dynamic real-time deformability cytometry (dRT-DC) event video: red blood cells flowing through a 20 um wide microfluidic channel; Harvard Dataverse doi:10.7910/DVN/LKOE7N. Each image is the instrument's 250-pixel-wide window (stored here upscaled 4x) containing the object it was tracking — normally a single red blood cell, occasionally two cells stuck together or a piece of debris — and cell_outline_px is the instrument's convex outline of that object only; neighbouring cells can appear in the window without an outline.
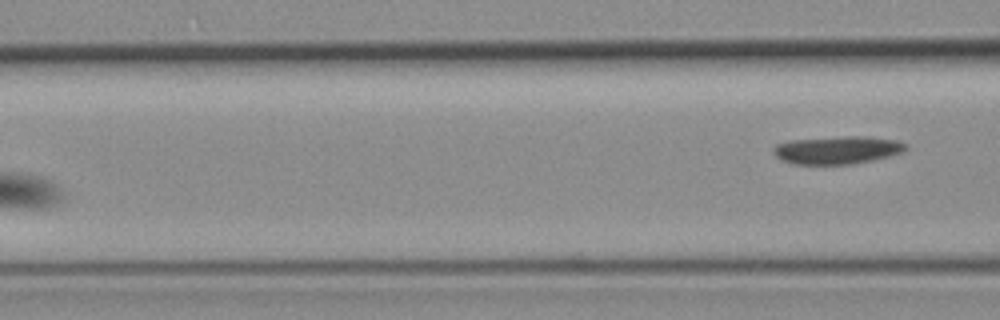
{"species": "common noctule bat (a hibernating species)", "species_latin": "Nyctalus noctula", "temperature_condition": "room temperature", "stored_images_in_passage": 6, "segment_of_instrument_passage": [2, 2], "camera_frame_rate_fps": 3000, "um_per_image_px": 0.085, "animal": {"sex": "female", "body_mass_g": 19.3, "forearm_length_mm": 54.1}, "frame": {"image": 1, "passage_image": 6, "time_ms": 5.667, "image_size_px": [1000, 320], "cell_outline_px": [[908, 148], [904, 152], [872, 160], [848, 164], [792, 164], [780, 160], [772, 152], [772, 148], [776, 144], [792, 140], [848, 136], [860, 136], [896, 140], [908, 144]], "centroid_in_image_um": [71.15, 12.75], "position_along_channel_um": 95.4, "area_um2": 21.44}}